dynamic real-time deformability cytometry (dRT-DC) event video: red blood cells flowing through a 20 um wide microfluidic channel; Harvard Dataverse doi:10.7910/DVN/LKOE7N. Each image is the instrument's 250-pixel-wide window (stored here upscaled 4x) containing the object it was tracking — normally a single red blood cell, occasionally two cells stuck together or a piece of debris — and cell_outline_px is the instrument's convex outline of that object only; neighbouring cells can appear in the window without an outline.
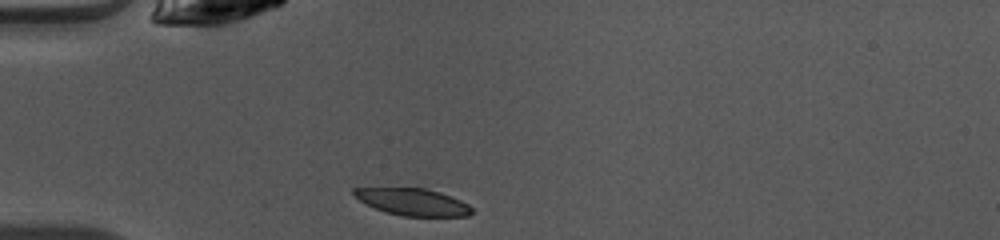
{"species": "common noctule bat (a hibernating species)", "species_latin": "Nyctalus noctula", "temperature_condition": "warm", "stored_images_in_passage": 1, "camera_frame_rate_fps": 3000, "um_per_image_px": 0.085, "animal": {"sex": "female", "body_mass_g": 10.0, "forearm_length_mm": 53.1}, "frame": {"image": 1, "passage_image": 1, "time_ms": 0.0, "image_size_px": [1000, 240], "cell_outline_px": [[472, 212], [468, 216], [404, 216], [384, 212], [360, 200], [352, 192], [352, 188], [424, 188], [440, 192], [452, 196], [468, 204], [472, 208]], "centroid_in_image_um": [35.11, 17.16], "position_along_channel_um": 49.9, "area_um2": 18.38}}